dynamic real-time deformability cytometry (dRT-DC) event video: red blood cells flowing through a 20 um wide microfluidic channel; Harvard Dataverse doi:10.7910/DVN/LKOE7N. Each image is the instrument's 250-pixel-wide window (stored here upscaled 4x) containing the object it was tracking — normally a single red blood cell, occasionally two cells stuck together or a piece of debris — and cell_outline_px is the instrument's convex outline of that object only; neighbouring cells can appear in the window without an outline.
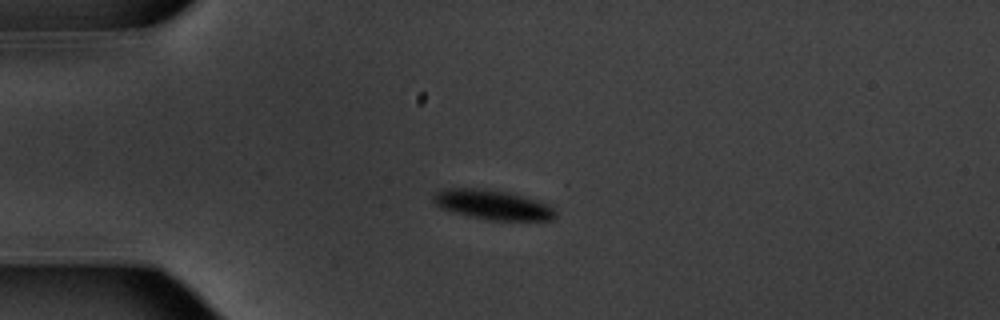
{"species": "common noctule bat (a hibernating species)", "species_latin": "Nyctalus noctula", "temperature_condition": "warm", "stored_images_in_passage": 43, "camera_frame_rate_fps": 3000, "um_per_image_px": 0.085, "animal": {"sex": "male", "body_mass_g": 20.1, "forearm_length_mm": 53.5}, "frame": {"image": 1, "passage_image": 2, "time_ms": 0.333, "image_size_px": [1000, 320], "cell_outline_px": [[556, 216], [552, 220], [488, 220], [468, 216], [440, 208], [432, 200], [432, 196], [436, 192], [444, 188], [476, 188], [512, 192], [536, 200], [552, 208], [556, 212]], "centroid_in_image_um": [41.84, 17.4], "position_along_channel_um": 43.2, "area_um2": 21.1}}
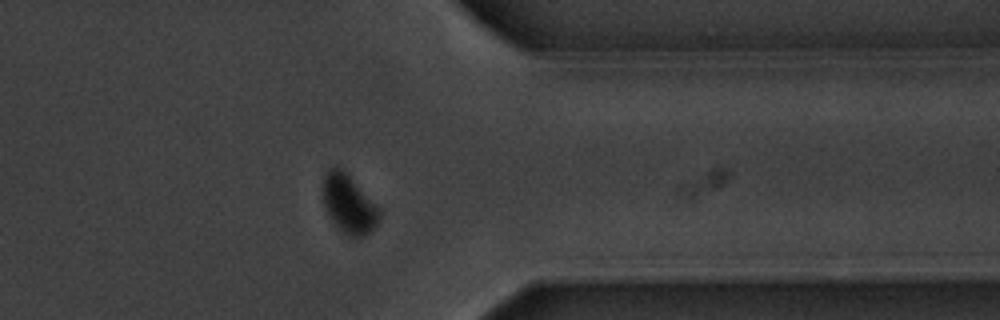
{"frame": {"image": 2, "passage_image": 32, "time_ms": 10.333, "image_size_px": [1000, 320], "cell_outline_px": [[380, 220], [364, 236], [356, 240], [352, 240], [328, 216], [324, 208], [324, 176], [328, 168], [340, 168], [380, 208]], "centroid_in_image_um": [29.66, 17.41], "position_along_channel_um": 381.7, "area_um2": 18.84}}
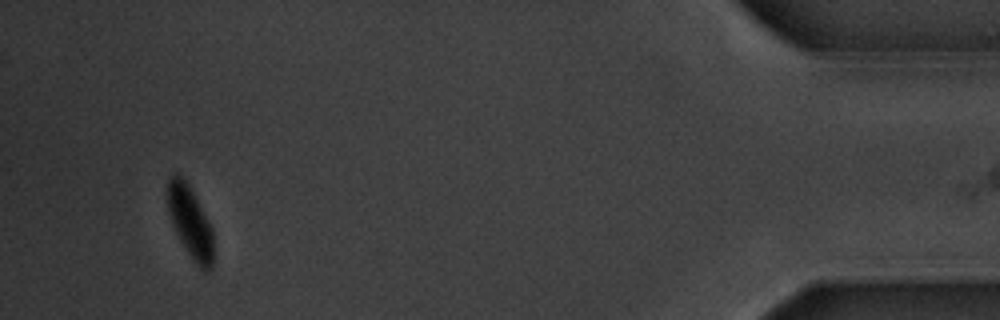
{"frame": {"image": 3, "passage_image": 40, "time_ms": 13.0, "image_size_px": [1000, 320], "cell_outline_px": [[212, 268], [204, 272], [192, 260], [180, 240], [172, 224], [168, 208], [168, 180], [176, 172], [188, 184], [212, 228]], "centroid_in_image_um": [16.16, 18.91], "position_along_channel_um": 419.0, "area_um2": 18.67}, "authors_computed_cell_mechanics": {"area_um2": 21.8484, "velocity_mm_per_s": 3.7234, "shape_relaxation_time_tau1_ms": 1.5626, "shape_relaxation_time_tau2_ms": null, "deformation_change_tau1": 0.1467, "deformation_change_tau2": null}}